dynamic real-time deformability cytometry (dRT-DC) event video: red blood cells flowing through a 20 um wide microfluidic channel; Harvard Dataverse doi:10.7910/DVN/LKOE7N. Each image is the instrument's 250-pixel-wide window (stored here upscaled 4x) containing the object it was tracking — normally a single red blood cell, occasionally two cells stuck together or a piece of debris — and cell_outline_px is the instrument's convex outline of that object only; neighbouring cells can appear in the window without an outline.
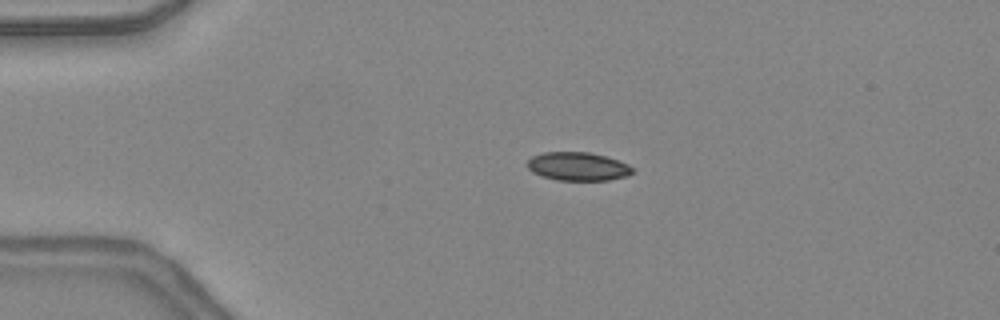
{"species": "common noctule bat (a hibernating species)", "species_latin": "Nyctalus noctula", "temperature_condition": "warm", "stored_images_in_passage": 47, "camera_frame_rate_fps": 3000, "um_per_image_px": 0.085, "animal": {"sex": "female", "body_mass_g": 24.6, "forearm_length_mm": 56.2}, "frame": {"image": 1, "passage_image": 10, "time_ms": 3.0, "image_size_px": [1000, 320], "cell_outline_px": [[636, 172], [628, 176], [608, 180], [556, 180], [540, 176], [532, 172], [528, 168], [528, 160], [532, 156], [544, 152], [588, 152], [604, 156], [628, 164]], "centroid_in_image_um": [49.12, 14.15], "position_along_channel_um": 35.9, "area_um2": 17.46}}
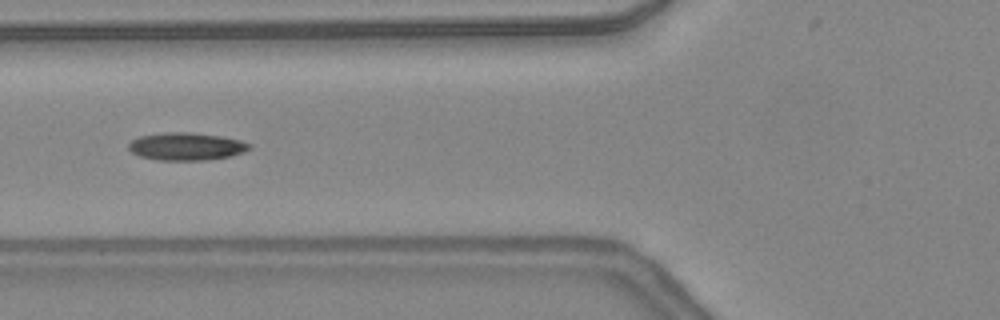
{"frame": {"image": 2, "passage_image": 18, "time_ms": 5.667, "image_size_px": [1000, 320], "cell_outline_px": [[252, 148], [244, 152], [228, 156], [204, 160], [160, 160], [140, 156], [132, 152], [128, 148], [128, 144], [132, 140], [140, 136], [164, 132], [192, 132], [220, 136], [240, 140], [252, 144]], "centroid_in_image_um": [15.84, 12.44], "position_along_channel_um": 110.0, "area_um2": 19.42}}
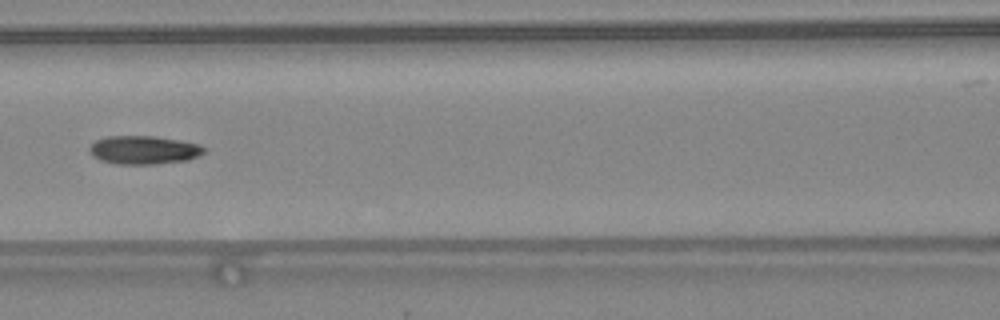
{"frame": {"image": 3, "passage_image": 21, "time_ms": 6.667, "image_size_px": [1000, 320], "cell_outline_px": [[208, 148], [200, 156], [188, 160], [156, 164], [116, 164], [100, 160], [92, 156], [88, 148], [96, 140], [108, 136], [156, 136], [180, 140], [200, 144]], "centroid_in_image_um": [12.26, 12.75], "position_along_channel_um": 154.3, "area_um2": 19.25}, "authors_computed_cell_mechanics": {"area_um2": 18.785, "velocity_mm_per_s": 4.4031, "shape_relaxation_time_tau1_ms": 3.501, "shape_relaxation_time_tau2_ms": null, "deformation_change_tau1": 0.1186, "deformation_change_tau2": null}}